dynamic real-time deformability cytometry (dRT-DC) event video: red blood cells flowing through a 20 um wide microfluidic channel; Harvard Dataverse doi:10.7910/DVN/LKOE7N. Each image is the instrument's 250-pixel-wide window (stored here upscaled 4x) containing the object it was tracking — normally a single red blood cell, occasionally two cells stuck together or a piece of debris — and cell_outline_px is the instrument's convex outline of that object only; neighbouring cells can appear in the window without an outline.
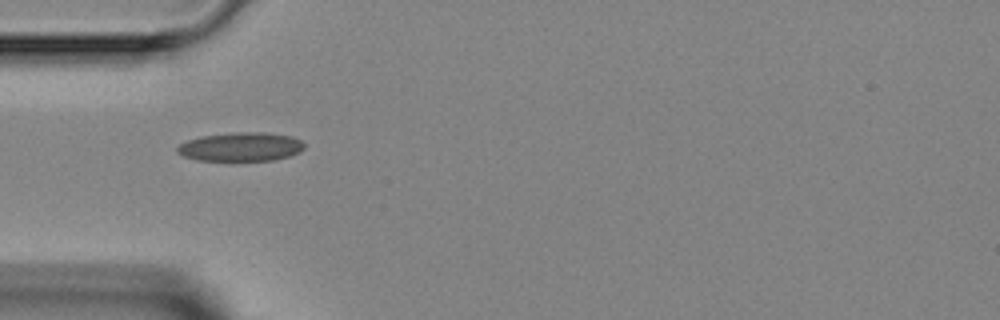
{"species": "Egyptian fruit bat (a non-hibernating species)", "species_latin": "Rousettus aegyptiacus", "temperature_condition": "room temperature", "stored_images_in_passage": 3, "camera_frame_rate_fps": 3000, "um_per_image_px": 0.085, "animal": {"sex": "female"}, "frame": {"image": 1, "passage_image": 1, "time_ms": 0.0, "image_size_px": [1000, 320], "cell_outline_px": [[304, 148], [300, 152], [276, 160], [196, 160], [184, 156], [176, 152], [176, 148], [180, 144], [188, 140], [200, 136], [236, 132], [264, 132], [292, 136], [300, 140], [304, 144]], "centroid_in_image_um": [20.47, 12.47], "position_along_channel_um": 64.5, "area_um2": 21.33}}
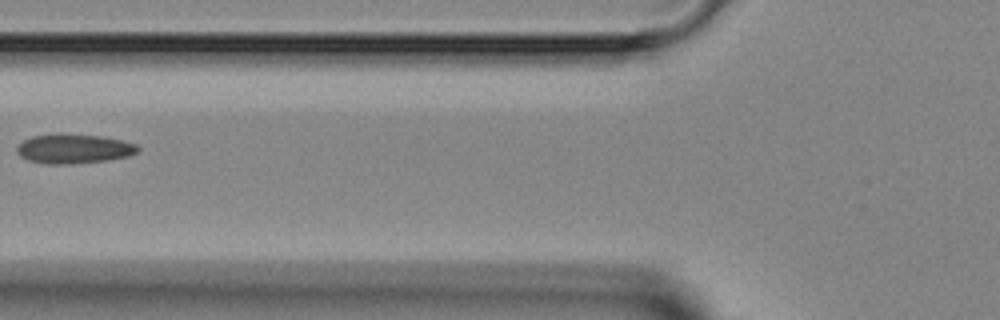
{"frame": {"image": 2, "passage_image": 2, "time_ms": 1.333, "image_size_px": [1000, 320], "cell_outline_px": [[140, 148], [136, 152], [128, 156], [108, 160], [72, 164], [48, 164], [28, 160], [20, 156], [16, 152], [16, 148], [24, 140], [32, 136], [60, 132], [100, 136], [120, 140], [136, 144]], "centroid_in_image_um": [6.24, 12.63], "position_along_channel_um": 119.6, "area_um2": 20.92}}
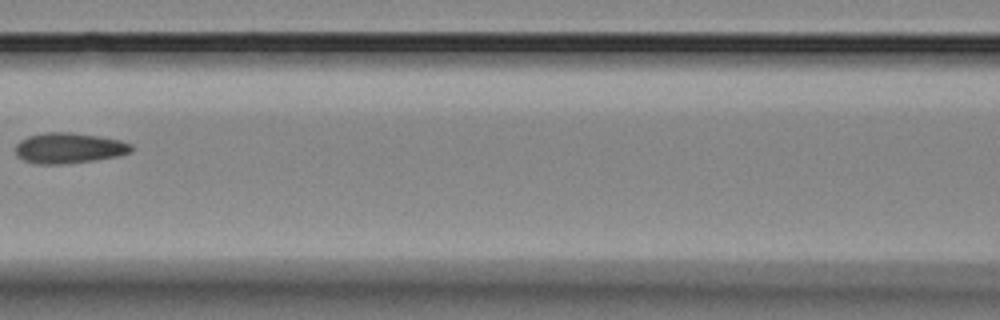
{"frame": {"image": 3, "passage_image": 3, "time_ms": 2.333, "image_size_px": [1000, 320], "cell_outline_px": [[132, 152], [120, 156], [96, 160], [60, 164], [36, 164], [24, 160], [16, 156], [16, 144], [20, 140], [28, 136], [44, 132], [72, 132], [120, 140], [132, 144]], "centroid_in_image_um": [5.86, 12.59], "position_along_channel_um": 160.7, "area_um2": 20.75}}